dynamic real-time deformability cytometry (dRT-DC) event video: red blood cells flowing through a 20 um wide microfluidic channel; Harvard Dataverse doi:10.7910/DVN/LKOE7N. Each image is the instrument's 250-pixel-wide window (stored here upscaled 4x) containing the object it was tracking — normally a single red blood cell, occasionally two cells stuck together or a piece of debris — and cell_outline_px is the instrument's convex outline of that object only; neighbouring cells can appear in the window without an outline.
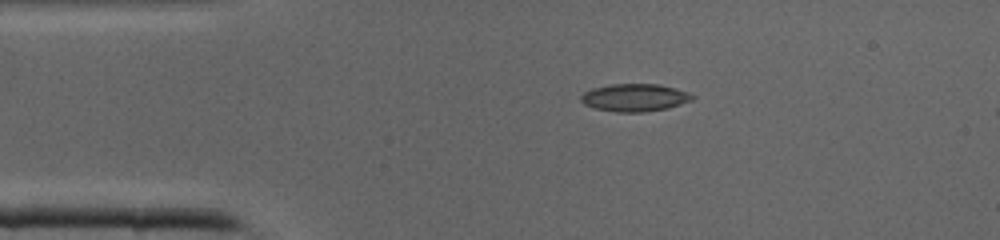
{"species": "common noctule bat (a hibernating species)", "species_latin": "Nyctalus noctula", "temperature_condition": "cold", "stored_images_in_passage": 35, "camera_frame_rate_fps": 3000, "um_per_image_px": 0.085, "animal": {"sex": "male", "body_mass_g": 19.0, "forearm_length_mm": 50.8}, "frame": {"image": 1, "passage_image": 1, "time_ms": 0.0, "image_size_px": [1000, 240], "cell_outline_px": [[696, 96], [692, 100], [668, 108], [644, 112], [616, 112], [592, 108], [584, 104], [580, 100], [580, 96], [584, 92], [592, 88], [612, 84], [660, 84], [676, 88], [688, 92]], "centroid_in_image_um": [53.94, 8.29], "position_along_channel_um": 31.1, "area_um2": 18.09}}
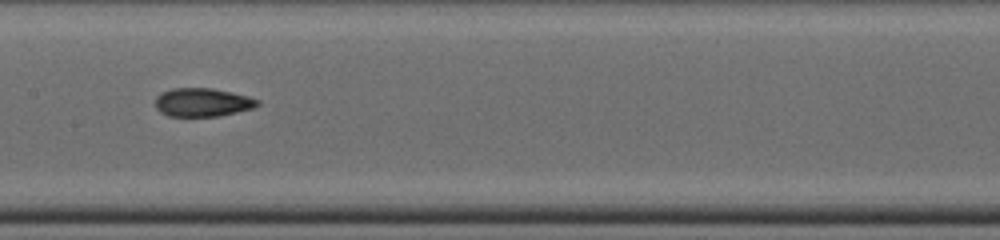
{"frame": {"image": 2, "passage_image": 13, "time_ms": 4.0, "image_size_px": [1000, 240], "cell_outline_px": [[260, 104], [252, 108], [220, 116], [168, 116], [160, 112], [156, 108], [156, 96], [172, 88], [212, 88], [260, 100]], "centroid_in_image_um": [17.18, 8.71], "position_along_channel_um": 190.2, "area_um2": 16.7}}
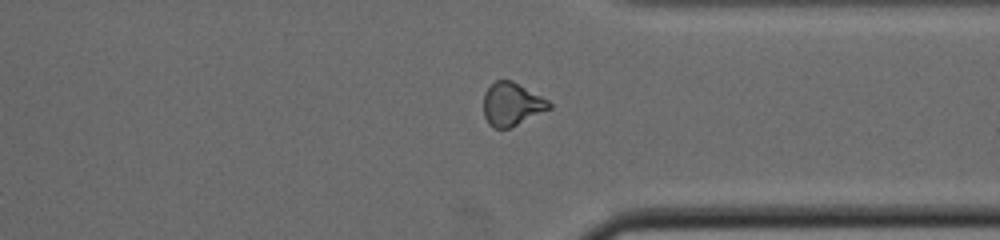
{"frame": {"image": 3, "passage_image": 24, "time_ms": 7.667, "image_size_px": [1000, 240], "cell_outline_px": [[552, 108], [508, 128], [496, 128], [488, 124], [484, 116], [484, 92], [496, 80], [512, 80], [548, 100], [552, 104]], "centroid_in_image_um": [43.5, 8.85], "position_along_channel_um": 367.9, "area_um2": 16.3}}